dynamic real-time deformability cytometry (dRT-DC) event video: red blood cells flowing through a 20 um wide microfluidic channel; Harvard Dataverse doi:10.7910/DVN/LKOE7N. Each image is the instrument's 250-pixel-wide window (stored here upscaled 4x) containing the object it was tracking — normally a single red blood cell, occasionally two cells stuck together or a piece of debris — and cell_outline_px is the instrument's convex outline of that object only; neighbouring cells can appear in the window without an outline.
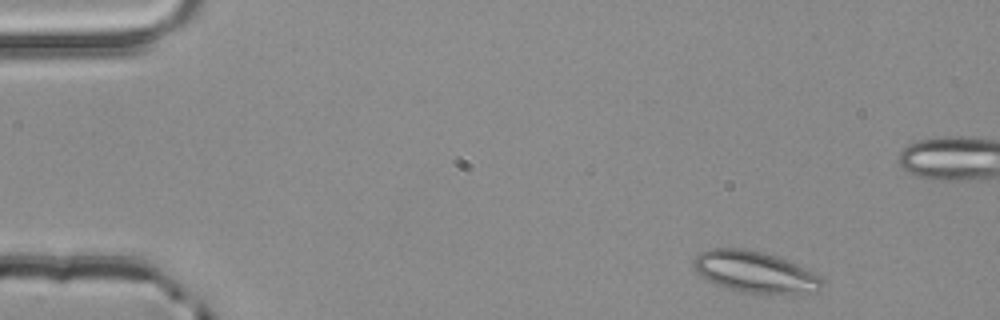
{"species": "common noctule bat (a hibernating species)", "species_latin": "Nyctalus noctula", "temperature_condition": "room temperature", "stored_images_in_passage": 4, "camera_frame_rate_fps": 3000, "um_per_image_px": 0.085, "animal": {"sex": "male", "body_mass_g": 20.4}, "frame": {"image": 1, "passage_image": 1, "time_ms": 0.0, "image_size_px": [1000, 320], "cell_outline_px": [[824, 280], [816, 292], [796, 296], [740, 292], [704, 280], [696, 272], [692, 264], [692, 260], [700, 252], [712, 248], [744, 248], [764, 252], [776, 256], [796, 264], [824, 276]], "centroid_in_image_um": [64.2, 23.15], "position_along_channel_um": 20.8, "area_um2": 31.91}}